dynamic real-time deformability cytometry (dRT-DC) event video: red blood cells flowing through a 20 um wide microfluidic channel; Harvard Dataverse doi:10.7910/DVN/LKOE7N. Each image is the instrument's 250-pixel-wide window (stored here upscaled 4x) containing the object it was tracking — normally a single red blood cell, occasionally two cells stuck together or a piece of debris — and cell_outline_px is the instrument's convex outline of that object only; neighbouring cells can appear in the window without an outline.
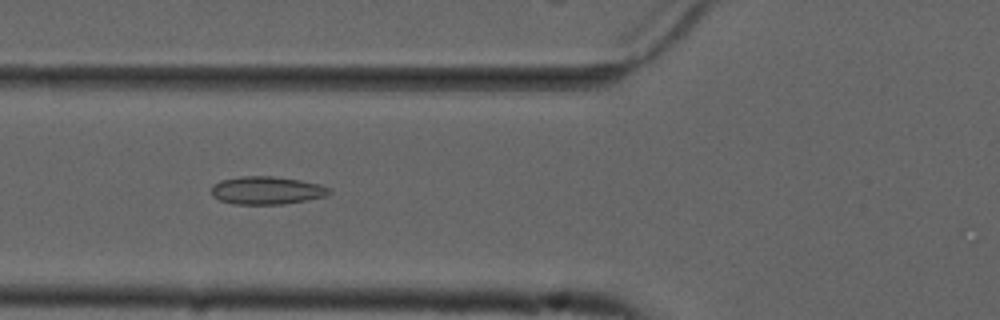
{"species": "common noctule bat (a hibernating species)", "species_latin": "Nyctalus noctula", "temperature_condition": "cold", "stored_images_in_passage": 35, "camera_frame_rate_fps": 3000, "um_per_image_px": 0.085, "animal": {"sex": "male", "forearm_length_mm": 52.5}, "frame": {"image": 1, "passage_image": 7, "time_ms": 2.0, "image_size_px": [1000, 320], "cell_outline_px": [[332, 192], [324, 196], [308, 200], [284, 204], [236, 204], [220, 200], [212, 196], [212, 184], [220, 180], [244, 176], [272, 176], [300, 180], [320, 184], [332, 188]], "centroid_in_image_um": [22.69, 16.18], "position_along_channel_um": 103.1, "area_um2": 19.25}}
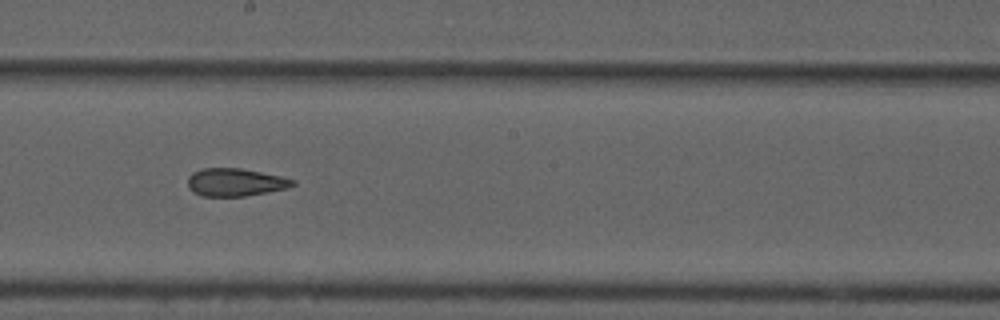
{"frame": {"image": 2, "passage_image": 17, "time_ms": 5.333, "image_size_px": [1000, 320], "cell_outline_px": [[296, 184], [288, 188], [268, 192], [244, 196], [200, 196], [192, 192], [188, 188], [188, 176], [192, 172], [200, 168], [240, 168], [280, 176], [296, 180]], "centroid_in_image_um": [19.97, 15.49], "position_along_channel_um": 228.2, "area_um2": 17.17}}
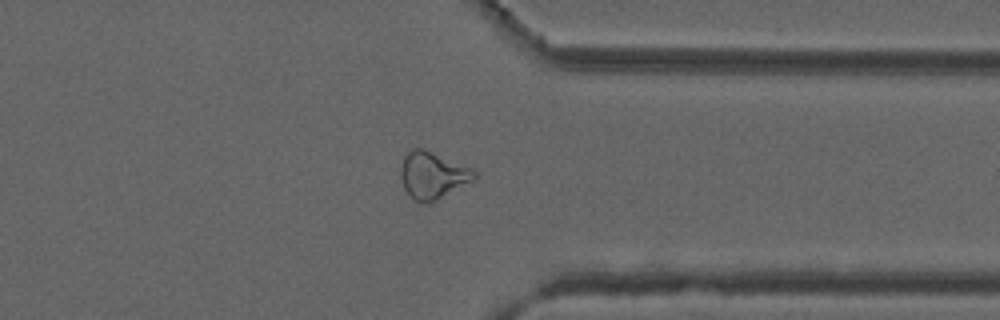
{"frame": {"image": 3, "passage_image": 29, "time_ms": 9.333, "image_size_px": [1000, 320], "cell_outline_px": [[476, 176], [472, 180], [428, 204], [416, 200], [408, 196], [404, 188], [400, 176], [400, 168], [404, 156], [412, 148], [420, 148], [432, 152], [472, 168], [476, 172]], "centroid_in_image_um": [36.72, 14.89], "position_along_channel_um": 374.7, "area_um2": 19.77}}